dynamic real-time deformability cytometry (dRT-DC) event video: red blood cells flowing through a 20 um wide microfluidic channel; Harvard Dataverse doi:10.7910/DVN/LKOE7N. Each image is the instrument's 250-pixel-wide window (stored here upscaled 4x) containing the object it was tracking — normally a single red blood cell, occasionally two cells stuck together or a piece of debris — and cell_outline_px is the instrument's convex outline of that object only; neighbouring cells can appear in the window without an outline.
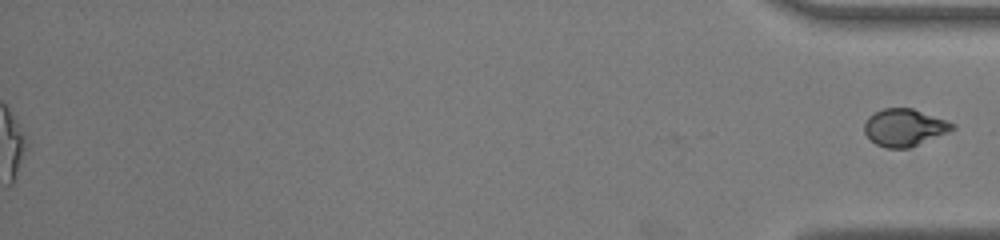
{"species": "common noctule bat (a hibernating species)", "species_latin": "Nyctalus noctula", "temperature_condition": "warm", "stored_images_in_passage": 32, "segment_of_instrument_passage": [2, 2], "camera_frame_rate_fps": 3000, "um_per_image_px": 0.085, "animal": {"sex": "male", "body_mass_g": 19.0, "forearm_length_mm": 50.8}, "frame": {"image": 1, "passage_image": 32, "time_ms": 10.333, "image_size_px": [1000, 240], "cell_outline_px": [[956, 128], [948, 132], [908, 148], [884, 148], [876, 144], [864, 132], [864, 124], [868, 116], [884, 108], [912, 108], [956, 124]], "centroid_in_image_um": [76.86, 10.84], "position_along_channel_um": 358.3, "area_um2": 18.9}}